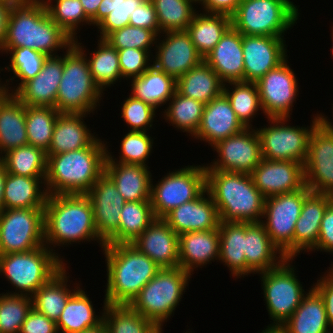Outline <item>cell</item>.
<instances>
[{
  "instance_id": "58",
  "label": "cell",
  "mask_w": 333,
  "mask_h": 333,
  "mask_svg": "<svg viewBox=\"0 0 333 333\" xmlns=\"http://www.w3.org/2000/svg\"><path fill=\"white\" fill-rule=\"evenodd\" d=\"M20 333H58L56 322L32 308L23 322Z\"/></svg>"
},
{
  "instance_id": "13",
  "label": "cell",
  "mask_w": 333,
  "mask_h": 333,
  "mask_svg": "<svg viewBox=\"0 0 333 333\" xmlns=\"http://www.w3.org/2000/svg\"><path fill=\"white\" fill-rule=\"evenodd\" d=\"M311 192L305 185L302 189L265 198L261 223L271 241L286 258L294 259V230L300 216L304 199Z\"/></svg>"
},
{
  "instance_id": "64",
  "label": "cell",
  "mask_w": 333,
  "mask_h": 333,
  "mask_svg": "<svg viewBox=\"0 0 333 333\" xmlns=\"http://www.w3.org/2000/svg\"><path fill=\"white\" fill-rule=\"evenodd\" d=\"M6 174H7L6 168L3 162L0 160V211L3 210V194H4Z\"/></svg>"
},
{
  "instance_id": "63",
  "label": "cell",
  "mask_w": 333,
  "mask_h": 333,
  "mask_svg": "<svg viewBox=\"0 0 333 333\" xmlns=\"http://www.w3.org/2000/svg\"><path fill=\"white\" fill-rule=\"evenodd\" d=\"M85 14L91 19L98 10L99 5L101 4L102 0H79Z\"/></svg>"
},
{
  "instance_id": "22",
  "label": "cell",
  "mask_w": 333,
  "mask_h": 333,
  "mask_svg": "<svg viewBox=\"0 0 333 333\" xmlns=\"http://www.w3.org/2000/svg\"><path fill=\"white\" fill-rule=\"evenodd\" d=\"M131 244L161 269L179 266V235L163 218H156Z\"/></svg>"
},
{
  "instance_id": "1",
  "label": "cell",
  "mask_w": 333,
  "mask_h": 333,
  "mask_svg": "<svg viewBox=\"0 0 333 333\" xmlns=\"http://www.w3.org/2000/svg\"><path fill=\"white\" fill-rule=\"evenodd\" d=\"M44 239L51 251L53 247L91 240L97 241L101 248L106 245L97 233L93 207L86 194L48 195L44 207Z\"/></svg>"
},
{
  "instance_id": "34",
  "label": "cell",
  "mask_w": 333,
  "mask_h": 333,
  "mask_svg": "<svg viewBox=\"0 0 333 333\" xmlns=\"http://www.w3.org/2000/svg\"><path fill=\"white\" fill-rule=\"evenodd\" d=\"M89 295L78 288L67 301L60 318L56 322L58 333H80L98 327L103 323L104 306L100 315H96Z\"/></svg>"
},
{
  "instance_id": "12",
  "label": "cell",
  "mask_w": 333,
  "mask_h": 333,
  "mask_svg": "<svg viewBox=\"0 0 333 333\" xmlns=\"http://www.w3.org/2000/svg\"><path fill=\"white\" fill-rule=\"evenodd\" d=\"M150 202L156 218H164L178 206L196 199L206 189V165H188L169 171L152 183Z\"/></svg>"
},
{
  "instance_id": "46",
  "label": "cell",
  "mask_w": 333,
  "mask_h": 333,
  "mask_svg": "<svg viewBox=\"0 0 333 333\" xmlns=\"http://www.w3.org/2000/svg\"><path fill=\"white\" fill-rule=\"evenodd\" d=\"M223 93L227 96L232 109L241 123L246 128H252V120L256 117L258 111H262L256 83L244 81L228 82V84L225 83L223 86Z\"/></svg>"
},
{
  "instance_id": "48",
  "label": "cell",
  "mask_w": 333,
  "mask_h": 333,
  "mask_svg": "<svg viewBox=\"0 0 333 333\" xmlns=\"http://www.w3.org/2000/svg\"><path fill=\"white\" fill-rule=\"evenodd\" d=\"M59 111L50 106H25L28 144L47 151Z\"/></svg>"
},
{
  "instance_id": "47",
  "label": "cell",
  "mask_w": 333,
  "mask_h": 333,
  "mask_svg": "<svg viewBox=\"0 0 333 333\" xmlns=\"http://www.w3.org/2000/svg\"><path fill=\"white\" fill-rule=\"evenodd\" d=\"M0 52L2 54H10V64L4 67L7 71H11L14 75L7 79L5 84L6 89L13 94L23 83L27 82L28 80L34 78L37 74L40 73L43 63L48 57L45 54H42L38 51H35L31 48H1ZM15 81L20 80L16 88V86L10 87L9 81L11 80L14 83ZM10 87V88H9ZM13 88V89H12Z\"/></svg>"
},
{
  "instance_id": "52",
  "label": "cell",
  "mask_w": 333,
  "mask_h": 333,
  "mask_svg": "<svg viewBox=\"0 0 333 333\" xmlns=\"http://www.w3.org/2000/svg\"><path fill=\"white\" fill-rule=\"evenodd\" d=\"M46 10L50 18L73 40L77 39L76 32L81 24L91 26V19L85 14L79 0H54L46 6Z\"/></svg>"
},
{
  "instance_id": "35",
  "label": "cell",
  "mask_w": 333,
  "mask_h": 333,
  "mask_svg": "<svg viewBox=\"0 0 333 333\" xmlns=\"http://www.w3.org/2000/svg\"><path fill=\"white\" fill-rule=\"evenodd\" d=\"M66 267L65 265L31 296L32 308L55 322L60 318L70 296L81 287L80 283L75 282V288L71 290L67 284L70 277Z\"/></svg>"
},
{
  "instance_id": "23",
  "label": "cell",
  "mask_w": 333,
  "mask_h": 333,
  "mask_svg": "<svg viewBox=\"0 0 333 333\" xmlns=\"http://www.w3.org/2000/svg\"><path fill=\"white\" fill-rule=\"evenodd\" d=\"M64 54L48 56L39 74L23 83L13 95L25 106L56 108L58 87L63 75Z\"/></svg>"
},
{
  "instance_id": "72",
  "label": "cell",
  "mask_w": 333,
  "mask_h": 333,
  "mask_svg": "<svg viewBox=\"0 0 333 333\" xmlns=\"http://www.w3.org/2000/svg\"><path fill=\"white\" fill-rule=\"evenodd\" d=\"M332 27H333V26H332ZM331 34H332L331 37H333V29H332V33H331ZM332 42H333V38H332ZM332 45H333V44H332ZM331 48H332V51H331L332 54H331V55L333 56V46H332Z\"/></svg>"
},
{
  "instance_id": "17",
  "label": "cell",
  "mask_w": 333,
  "mask_h": 333,
  "mask_svg": "<svg viewBox=\"0 0 333 333\" xmlns=\"http://www.w3.org/2000/svg\"><path fill=\"white\" fill-rule=\"evenodd\" d=\"M304 176L312 192L333 196V131L323 120L311 133Z\"/></svg>"
},
{
  "instance_id": "4",
  "label": "cell",
  "mask_w": 333,
  "mask_h": 333,
  "mask_svg": "<svg viewBox=\"0 0 333 333\" xmlns=\"http://www.w3.org/2000/svg\"><path fill=\"white\" fill-rule=\"evenodd\" d=\"M107 283L103 302L129 305L161 269L132 244H106L103 248Z\"/></svg>"
},
{
  "instance_id": "38",
  "label": "cell",
  "mask_w": 333,
  "mask_h": 333,
  "mask_svg": "<svg viewBox=\"0 0 333 333\" xmlns=\"http://www.w3.org/2000/svg\"><path fill=\"white\" fill-rule=\"evenodd\" d=\"M78 42L77 38L73 44L85 55L91 75L103 92L106 91L105 88L111 87L116 81L122 79L118 51L109 42L99 38L97 49L89 56H87L86 48L84 50V46L81 45L82 42Z\"/></svg>"
},
{
  "instance_id": "24",
  "label": "cell",
  "mask_w": 333,
  "mask_h": 333,
  "mask_svg": "<svg viewBox=\"0 0 333 333\" xmlns=\"http://www.w3.org/2000/svg\"><path fill=\"white\" fill-rule=\"evenodd\" d=\"M245 128L237 118L227 96L222 92L205 104L200 126L193 139L203 140L212 147L217 142L238 134Z\"/></svg>"
},
{
  "instance_id": "60",
  "label": "cell",
  "mask_w": 333,
  "mask_h": 333,
  "mask_svg": "<svg viewBox=\"0 0 333 333\" xmlns=\"http://www.w3.org/2000/svg\"><path fill=\"white\" fill-rule=\"evenodd\" d=\"M333 254V202L326 208L319 231L316 247L312 251Z\"/></svg>"
},
{
  "instance_id": "42",
  "label": "cell",
  "mask_w": 333,
  "mask_h": 333,
  "mask_svg": "<svg viewBox=\"0 0 333 333\" xmlns=\"http://www.w3.org/2000/svg\"><path fill=\"white\" fill-rule=\"evenodd\" d=\"M0 160L7 173L46 178L48 157L42 148L26 144L6 152Z\"/></svg>"
},
{
  "instance_id": "15",
  "label": "cell",
  "mask_w": 333,
  "mask_h": 333,
  "mask_svg": "<svg viewBox=\"0 0 333 333\" xmlns=\"http://www.w3.org/2000/svg\"><path fill=\"white\" fill-rule=\"evenodd\" d=\"M287 59L256 82L261 113L266 115L265 118H290L292 115L290 111L293 110L299 87L296 74Z\"/></svg>"
},
{
  "instance_id": "36",
  "label": "cell",
  "mask_w": 333,
  "mask_h": 333,
  "mask_svg": "<svg viewBox=\"0 0 333 333\" xmlns=\"http://www.w3.org/2000/svg\"><path fill=\"white\" fill-rule=\"evenodd\" d=\"M26 144L25 105L10 94L0 104V158L2 154Z\"/></svg>"
},
{
  "instance_id": "65",
  "label": "cell",
  "mask_w": 333,
  "mask_h": 333,
  "mask_svg": "<svg viewBox=\"0 0 333 333\" xmlns=\"http://www.w3.org/2000/svg\"><path fill=\"white\" fill-rule=\"evenodd\" d=\"M80 333H108L107 327L104 323L100 324L98 327L82 331Z\"/></svg>"
},
{
  "instance_id": "25",
  "label": "cell",
  "mask_w": 333,
  "mask_h": 333,
  "mask_svg": "<svg viewBox=\"0 0 333 333\" xmlns=\"http://www.w3.org/2000/svg\"><path fill=\"white\" fill-rule=\"evenodd\" d=\"M163 219L178 235L217 229L220 223L217 207L206 189L196 199L173 209Z\"/></svg>"
},
{
  "instance_id": "53",
  "label": "cell",
  "mask_w": 333,
  "mask_h": 333,
  "mask_svg": "<svg viewBox=\"0 0 333 333\" xmlns=\"http://www.w3.org/2000/svg\"><path fill=\"white\" fill-rule=\"evenodd\" d=\"M32 309V297L0 294V333H20L27 314Z\"/></svg>"
},
{
  "instance_id": "20",
  "label": "cell",
  "mask_w": 333,
  "mask_h": 333,
  "mask_svg": "<svg viewBox=\"0 0 333 333\" xmlns=\"http://www.w3.org/2000/svg\"><path fill=\"white\" fill-rule=\"evenodd\" d=\"M284 37L242 35L244 82H257L288 56Z\"/></svg>"
},
{
  "instance_id": "2",
  "label": "cell",
  "mask_w": 333,
  "mask_h": 333,
  "mask_svg": "<svg viewBox=\"0 0 333 333\" xmlns=\"http://www.w3.org/2000/svg\"><path fill=\"white\" fill-rule=\"evenodd\" d=\"M97 138L90 146L47 155L45 186L48 195L86 194L105 173L108 146Z\"/></svg>"
},
{
  "instance_id": "59",
  "label": "cell",
  "mask_w": 333,
  "mask_h": 333,
  "mask_svg": "<svg viewBox=\"0 0 333 333\" xmlns=\"http://www.w3.org/2000/svg\"><path fill=\"white\" fill-rule=\"evenodd\" d=\"M327 272V273H326ZM323 277L320 278L313 284V288L323 298L328 323L333 331V268L329 267L326 270Z\"/></svg>"
},
{
  "instance_id": "9",
  "label": "cell",
  "mask_w": 333,
  "mask_h": 333,
  "mask_svg": "<svg viewBox=\"0 0 333 333\" xmlns=\"http://www.w3.org/2000/svg\"><path fill=\"white\" fill-rule=\"evenodd\" d=\"M298 11L291 0H242L232 26L242 35L284 37L297 24Z\"/></svg>"
},
{
  "instance_id": "11",
  "label": "cell",
  "mask_w": 333,
  "mask_h": 333,
  "mask_svg": "<svg viewBox=\"0 0 333 333\" xmlns=\"http://www.w3.org/2000/svg\"><path fill=\"white\" fill-rule=\"evenodd\" d=\"M293 260L286 258L274 269L259 273L268 315L273 321L268 326H282L308 293L296 276Z\"/></svg>"
},
{
  "instance_id": "50",
  "label": "cell",
  "mask_w": 333,
  "mask_h": 333,
  "mask_svg": "<svg viewBox=\"0 0 333 333\" xmlns=\"http://www.w3.org/2000/svg\"><path fill=\"white\" fill-rule=\"evenodd\" d=\"M156 219L150 201H128L119 221V244H131Z\"/></svg>"
},
{
  "instance_id": "37",
  "label": "cell",
  "mask_w": 333,
  "mask_h": 333,
  "mask_svg": "<svg viewBox=\"0 0 333 333\" xmlns=\"http://www.w3.org/2000/svg\"><path fill=\"white\" fill-rule=\"evenodd\" d=\"M224 83L217 73L203 61L176 80V91L186 97L207 104L223 92Z\"/></svg>"
},
{
  "instance_id": "28",
  "label": "cell",
  "mask_w": 333,
  "mask_h": 333,
  "mask_svg": "<svg viewBox=\"0 0 333 333\" xmlns=\"http://www.w3.org/2000/svg\"><path fill=\"white\" fill-rule=\"evenodd\" d=\"M245 257L247 276L274 269L286 259L261 222L245 223Z\"/></svg>"
},
{
  "instance_id": "7",
  "label": "cell",
  "mask_w": 333,
  "mask_h": 333,
  "mask_svg": "<svg viewBox=\"0 0 333 333\" xmlns=\"http://www.w3.org/2000/svg\"><path fill=\"white\" fill-rule=\"evenodd\" d=\"M46 245L26 252L0 255V274L13 285L9 294L32 296L67 263Z\"/></svg>"
},
{
  "instance_id": "29",
  "label": "cell",
  "mask_w": 333,
  "mask_h": 333,
  "mask_svg": "<svg viewBox=\"0 0 333 333\" xmlns=\"http://www.w3.org/2000/svg\"><path fill=\"white\" fill-rule=\"evenodd\" d=\"M219 229L185 232L179 235V267L190 274L219 260Z\"/></svg>"
},
{
  "instance_id": "69",
  "label": "cell",
  "mask_w": 333,
  "mask_h": 333,
  "mask_svg": "<svg viewBox=\"0 0 333 333\" xmlns=\"http://www.w3.org/2000/svg\"><path fill=\"white\" fill-rule=\"evenodd\" d=\"M332 110H333V107H332ZM321 115H322V120L324 121V123H326L329 126V128L333 131V124H332L333 122H331L330 119L328 118V116L326 117L325 114H321Z\"/></svg>"
},
{
  "instance_id": "67",
  "label": "cell",
  "mask_w": 333,
  "mask_h": 333,
  "mask_svg": "<svg viewBox=\"0 0 333 333\" xmlns=\"http://www.w3.org/2000/svg\"><path fill=\"white\" fill-rule=\"evenodd\" d=\"M27 3L36 4L38 6L46 7L54 0H21Z\"/></svg>"
},
{
  "instance_id": "19",
  "label": "cell",
  "mask_w": 333,
  "mask_h": 333,
  "mask_svg": "<svg viewBox=\"0 0 333 333\" xmlns=\"http://www.w3.org/2000/svg\"><path fill=\"white\" fill-rule=\"evenodd\" d=\"M161 34H164L161 35V37L164 36L161 39H164L160 40V35L158 36L154 48L155 55L152 57L153 65L158 70L177 80L204 61L186 30Z\"/></svg>"
},
{
  "instance_id": "43",
  "label": "cell",
  "mask_w": 333,
  "mask_h": 333,
  "mask_svg": "<svg viewBox=\"0 0 333 333\" xmlns=\"http://www.w3.org/2000/svg\"><path fill=\"white\" fill-rule=\"evenodd\" d=\"M146 0H102L97 13L91 18V25L98 27L100 38L129 25L130 16Z\"/></svg>"
},
{
  "instance_id": "32",
  "label": "cell",
  "mask_w": 333,
  "mask_h": 333,
  "mask_svg": "<svg viewBox=\"0 0 333 333\" xmlns=\"http://www.w3.org/2000/svg\"><path fill=\"white\" fill-rule=\"evenodd\" d=\"M45 179L7 173L3 209L44 208L48 198Z\"/></svg>"
},
{
  "instance_id": "70",
  "label": "cell",
  "mask_w": 333,
  "mask_h": 333,
  "mask_svg": "<svg viewBox=\"0 0 333 333\" xmlns=\"http://www.w3.org/2000/svg\"><path fill=\"white\" fill-rule=\"evenodd\" d=\"M19 0H0V3H17Z\"/></svg>"
},
{
  "instance_id": "5",
  "label": "cell",
  "mask_w": 333,
  "mask_h": 333,
  "mask_svg": "<svg viewBox=\"0 0 333 333\" xmlns=\"http://www.w3.org/2000/svg\"><path fill=\"white\" fill-rule=\"evenodd\" d=\"M73 41L50 18L46 7L19 0L11 10L2 48L25 47L47 56H58L57 52L67 50Z\"/></svg>"
},
{
  "instance_id": "44",
  "label": "cell",
  "mask_w": 333,
  "mask_h": 333,
  "mask_svg": "<svg viewBox=\"0 0 333 333\" xmlns=\"http://www.w3.org/2000/svg\"><path fill=\"white\" fill-rule=\"evenodd\" d=\"M168 102L167 109L163 111V119H166L168 124L171 123V126L193 137L200 126L205 104L181 95L177 91Z\"/></svg>"
},
{
  "instance_id": "39",
  "label": "cell",
  "mask_w": 333,
  "mask_h": 333,
  "mask_svg": "<svg viewBox=\"0 0 333 333\" xmlns=\"http://www.w3.org/2000/svg\"><path fill=\"white\" fill-rule=\"evenodd\" d=\"M131 80V95L156 109L164 106L176 91V80L153 64L141 76Z\"/></svg>"
},
{
  "instance_id": "21",
  "label": "cell",
  "mask_w": 333,
  "mask_h": 333,
  "mask_svg": "<svg viewBox=\"0 0 333 333\" xmlns=\"http://www.w3.org/2000/svg\"><path fill=\"white\" fill-rule=\"evenodd\" d=\"M251 176L265 198L295 192L305 186L304 164L294 161L262 159Z\"/></svg>"
},
{
  "instance_id": "3",
  "label": "cell",
  "mask_w": 333,
  "mask_h": 333,
  "mask_svg": "<svg viewBox=\"0 0 333 333\" xmlns=\"http://www.w3.org/2000/svg\"><path fill=\"white\" fill-rule=\"evenodd\" d=\"M206 190L217 207L220 222H261L265 197L251 174L206 170Z\"/></svg>"
},
{
  "instance_id": "45",
  "label": "cell",
  "mask_w": 333,
  "mask_h": 333,
  "mask_svg": "<svg viewBox=\"0 0 333 333\" xmlns=\"http://www.w3.org/2000/svg\"><path fill=\"white\" fill-rule=\"evenodd\" d=\"M103 323L108 333H158L160 328L151 320L134 311L129 305L107 304Z\"/></svg>"
},
{
  "instance_id": "27",
  "label": "cell",
  "mask_w": 333,
  "mask_h": 333,
  "mask_svg": "<svg viewBox=\"0 0 333 333\" xmlns=\"http://www.w3.org/2000/svg\"><path fill=\"white\" fill-rule=\"evenodd\" d=\"M333 196L310 192L304 199L300 216L294 230V259L300 252L312 251L318 242L321 220Z\"/></svg>"
},
{
  "instance_id": "31",
  "label": "cell",
  "mask_w": 333,
  "mask_h": 333,
  "mask_svg": "<svg viewBox=\"0 0 333 333\" xmlns=\"http://www.w3.org/2000/svg\"><path fill=\"white\" fill-rule=\"evenodd\" d=\"M150 167L141 164L105 162V173L128 201H150L152 175Z\"/></svg>"
},
{
  "instance_id": "54",
  "label": "cell",
  "mask_w": 333,
  "mask_h": 333,
  "mask_svg": "<svg viewBox=\"0 0 333 333\" xmlns=\"http://www.w3.org/2000/svg\"><path fill=\"white\" fill-rule=\"evenodd\" d=\"M157 38L158 35L152 30L127 25L110 33L105 40L117 50L136 48L152 53L150 48L156 44Z\"/></svg>"
},
{
  "instance_id": "61",
  "label": "cell",
  "mask_w": 333,
  "mask_h": 333,
  "mask_svg": "<svg viewBox=\"0 0 333 333\" xmlns=\"http://www.w3.org/2000/svg\"><path fill=\"white\" fill-rule=\"evenodd\" d=\"M242 0H199L200 6L205 11L204 13L209 14H224L232 17L237 9L238 5Z\"/></svg>"
},
{
  "instance_id": "57",
  "label": "cell",
  "mask_w": 333,
  "mask_h": 333,
  "mask_svg": "<svg viewBox=\"0 0 333 333\" xmlns=\"http://www.w3.org/2000/svg\"><path fill=\"white\" fill-rule=\"evenodd\" d=\"M129 25L152 30L158 36L160 35L157 14L151 0H146L136 8L133 15L130 16Z\"/></svg>"
},
{
  "instance_id": "40",
  "label": "cell",
  "mask_w": 333,
  "mask_h": 333,
  "mask_svg": "<svg viewBox=\"0 0 333 333\" xmlns=\"http://www.w3.org/2000/svg\"><path fill=\"white\" fill-rule=\"evenodd\" d=\"M219 260L235 278L246 275L245 223H219Z\"/></svg>"
},
{
  "instance_id": "56",
  "label": "cell",
  "mask_w": 333,
  "mask_h": 333,
  "mask_svg": "<svg viewBox=\"0 0 333 333\" xmlns=\"http://www.w3.org/2000/svg\"><path fill=\"white\" fill-rule=\"evenodd\" d=\"M117 51L122 80L139 77L152 65L150 58L153 57V53L147 50L125 48Z\"/></svg>"
},
{
  "instance_id": "55",
  "label": "cell",
  "mask_w": 333,
  "mask_h": 333,
  "mask_svg": "<svg viewBox=\"0 0 333 333\" xmlns=\"http://www.w3.org/2000/svg\"><path fill=\"white\" fill-rule=\"evenodd\" d=\"M121 105V117L130 126V131L149 132L153 128L157 113L155 107L133 95H129Z\"/></svg>"
},
{
  "instance_id": "62",
  "label": "cell",
  "mask_w": 333,
  "mask_h": 333,
  "mask_svg": "<svg viewBox=\"0 0 333 333\" xmlns=\"http://www.w3.org/2000/svg\"><path fill=\"white\" fill-rule=\"evenodd\" d=\"M14 4L15 3H0V50L6 38L9 16Z\"/></svg>"
},
{
  "instance_id": "41",
  "label": "cell",
  "mask_w": 333,
  "mask_h": 333,
  "mask_svg": "<svg viewBox=\"0 0 333 333\" xmlns=\"http://www.w3.org/2000/svg\"><path fill=\"white\" fill-rule=\"evenodd\" d=\"M197 12L186 31L203 59L213 50L225 32L232 26L231 17L224 14Z\"/></svg>"
},
{
  "instance_id": "66",
  "label": "cell",
  "mask_w": 333,
  "mask_h": 333,
  "mask_svg": "<svg viewBox=\"0 0 333 333\" xmlns=\"http://www.w3.org/2000/svg\"><path fill=\"white\" fill-rule=\"evenodd\" d=\"M261 333H287L281 326H267Z\"/></svg>"
},
{
  "instance_id": "8",
  "label": "cell",
  "mask_w": 333,
  "mask_h": 333,
  "mask_svg": "<svg viewBox=\"0 0 333 333\" xmlns=\"http://www.w3.org/2000/svg\"><path fill=\"white\" fill-rule=\"evenodd\" d=\"M191 275L179 266L160 269L129 306L163 329L164 323L179 306Z\"/></svg>"
},
{
  "instance_id": "16",
  "label": "cell",
  "mask_w": 333,
  "mask_h": 333,
  "mask_svg": "<svg viewBox=\"0 0 333 333\" xmlns=\"http://www.w3.org/2000/svg\"><path fill=\"white\" fill-rule=\"evenodd\" d=\"M254 128H245L212 146L218 156L212 164H206V170L251 174L263 159L259 135Z\"/></svg>"
},
{
  "instance_id": "6",
  "label": "cell",
  "mask_w": 333,
  "mask_h": 333,
  "mask_svg": "<svg viewBox=\"0 0 333 333\" xmlns=\"http://www.w3.org/2000/svg\"><path fill=\"white\" fill-rule=\"evenodd\" d=\"M64 53L63 75L58 87L59 113H93L105 94L95 83L85 55L72 44Z\"/></svg>"
},
{
  "instance_id": "51",
  "label": "cell",
  "mask_w": 333,
  "mask_h": 333,
  "mask_svg": "<svg viewBox=\"0 0 333 333\" xmlns=\"http://www.w3.org/2000/svg\"><path fill=\"white\" fill-rule=\"evenodd\" d=\"M154 139L149 136L148 132L130 131L124 135L121 140L119 160L112 156L110 150L107 151L105 162H118L122 164H141L149 167L147 160L151 155ZM116 160V161H115Z\"/></svg>"
},
{
  "instance_id": "68",
  "label": "cell",
  "mask_w": 333,
  "mask_h": 333,
  "mask_svg": "<svg viewBox=\"0 0 333 333\" xmlns=\"http://www.w3.org/2000/svg\"><path fill=\"white\" fill-rule=\"evenodd\" d=\"M10 95V92L5 88L1 93H0V104Z\"/></svg>"
},
{
  "instance_id": "10",
  "label": "cell",
  "mask_w": 333,
  "mask_h": 333,
  "mask_svg": "<svg viewBox=\"0 0 333 333\" xmlns=\"http://www.w3.org/2000/svg\"><path fill=\"white\" fill-rule=\"evenodd\" d=\"M312 118L309 127L290 126L287 124L290 118H267L270 125L264 128H256L263 159L294 161L305 164L311 133L322 120V115L317 113Z\"/></svg>"
},
{
  "instance_id": "71",
  "label": "cell",
  "mask_w": 333,
  "mask_h": 333,
  "mask_svg": "<svg viewBox=\"0 0 333 333\" xmlns=\"http://www.w3.org/2000/svg\"><path fill=\"white\" fill-rule=\"evenodd\" d=\"M0 71H3V68L0 70ZM1 73V72H0ZM5 84H3V82H1L0 80V93L5 89Z\"/></svg>"
},
{
  "instance_id": "18",
  "label": "cell",
  "mask_w": 333,
  "mask_h": 333,
  "mask_svg": "<svg viewBox=\"0 0 333 333\" xmlns=\"http://www.w3.org/2000/svg\"><path fill=\"white\" fill-rule=\"evenodd\" d=\"M93 207L94 222L99 237L106 244H119V221L127 202L116 184L104 173L86 193Z\"/></svg>"
},
{
  "instance_id": "49",
  "label": "cell",
  "mask_w": 333,
  "mask_h": 333,
  "mask_svg": "<svg viewBox=\"0 0 333 333\" xmlns=\"http://www.w3.org/2000/svg\"><path fill=\"white\" fill-rule=\"evenodd\" d=\"M161 33L186 30L194 18L196 0H151ZM195 3V4H194Z\"/></svg>"
},
{
  "instance_id": "33",
  "label": "cell",
  "mask_w": 333,
  "mask_h": 333,
  "mask_svg": "<svg viewBox=\"0 0 333 333\" xmlns=\"http://www.w3.org/2000/svg\"><path fill=\"white\" fill-rule=\"evenodd\" d=\"M292 316L281 326L287 333H333L320 294L311 286Z\"/></svg>"
},
{
  "instance_id": "30",
  "label": "cell",
  "mask_w": 333,
  "mask_h": 333,
  "mask_svg": "<svg viewBox=\"0 0 333 333\" xmlns=\"http://www.w3.org/2000/svg\"><path fill=\"white\" fill-rule=\"evenodd\" d=\"M85 113H60L47 155H56L90 146L98 137L86 125ZM85 123V124H84Z\"/></svg>"
},
{
  "instance_id": "26",
  "label": "cell",
  "mask_w": 333,
  "mask_h": 333,
  "mask_svg": "<svg viewBox=\"0 0 333 333\" xmlns=\"http://www.w3.org/2000/svg\"><path fill=\"white\" fill-rule=\"evenodd\" d=\"M204 61L224 84L244 81L242 34L231 26Z\"/></svg>"
},
{
  "instance_id": "14",
  "label": "cell",
  "mask_w": 333,
  "mask_h": 333,
  "mask_svg": "<svg viewBox=\"0 0 333 333\" xmlns=\"http://www.w3.org/2000/svg\"><path fill=\"white\" fill-rule=\"evenodd\" d=\"M44 245V208L0 211V255L26 252Z\"/></svg>"
}]
</instances>
